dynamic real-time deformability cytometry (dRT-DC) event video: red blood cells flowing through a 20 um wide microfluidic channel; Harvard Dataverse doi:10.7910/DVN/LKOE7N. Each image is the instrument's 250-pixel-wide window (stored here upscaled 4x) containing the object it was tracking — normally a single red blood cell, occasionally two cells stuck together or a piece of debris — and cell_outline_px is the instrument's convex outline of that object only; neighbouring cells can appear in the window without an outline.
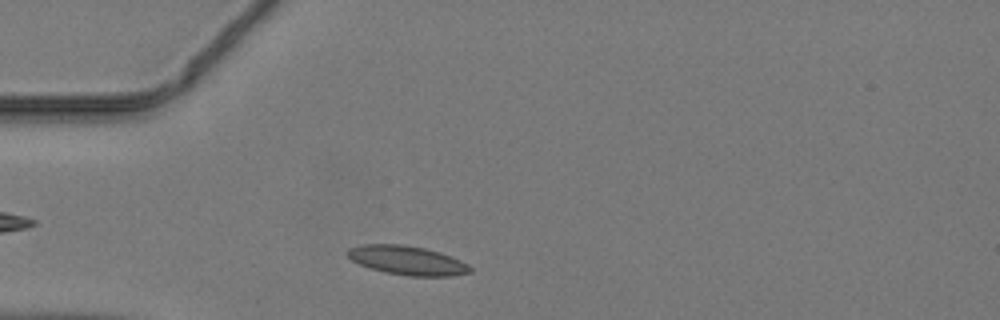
{"species": "common noctule bat (a hibernating species)", "species_latin": "Nyctalus noctula", "temperature_condition": "warm", "stored_images_in_passage": 36, "camera_frame_rate_fps": 3000, "um_per_image_px": 0.085, "animal": {"sex": "male", "body_mass_g": 19.2, "forearm_length_mm": 51.8}, "frame": {"image": 1, "passage_image": 3, "time_ms": 0.667, "image_size_px": [1000, 320], "cell_outline_px": [[472, 272], [452, 276], [408, 276], [384, 272], [360, 264], [352, 260], [344, 252], [348, 248], [364, 244], [404, 244], [424, 248], [440, 252], [460, 260], [468, 264], [472, 268]], "centroid_in_image_um": [34.62, 22.13], "position_along_channel_um": 50.4, "area_um2": 20.81}}
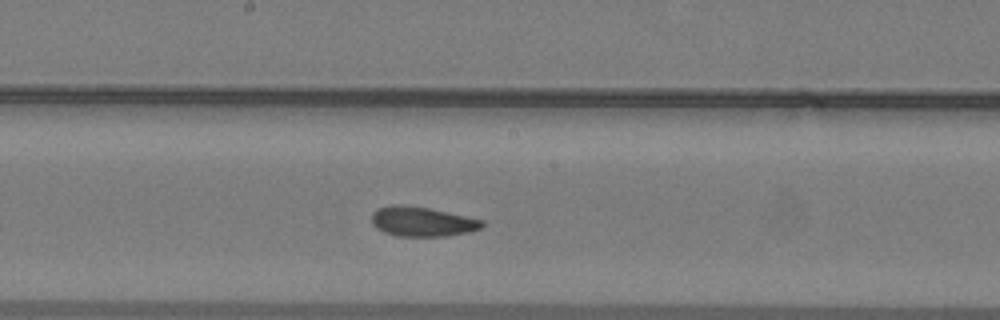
{"frame": {"image": 2, "passage_image": 15, "time_ms": 4.667, "image_size_px": [1000, 320], "cell_outline_px": [[484, 224], [480, 228], [468, 232], [448, 236], [400, 236], [384, 232], [376, 228], [372, 224], [372, 212], [376, 208], [388, 204], [400, 204], [428, 208], [484, 220]], "centroid_in_image_um": [35.84, 18.82], "position_along_channel_um": 212.4, "area_um2": 19.13}}
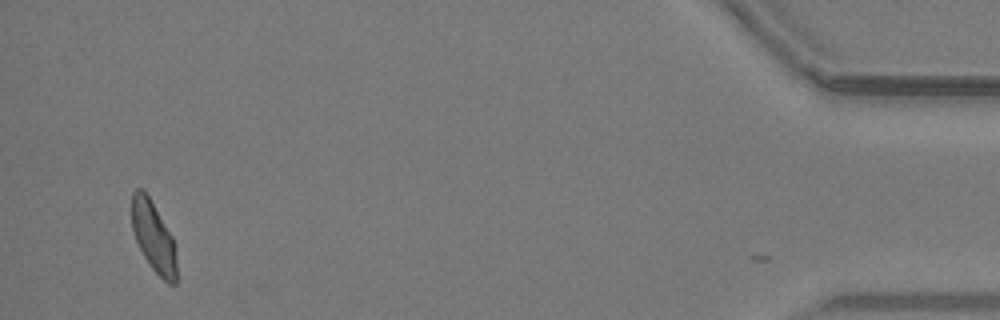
{"frame": {"image": 3, "passage_image": 35, "time_ms": 11.333, "image_size_px": [1000, 320], "cell_outline_px": [[176, 284], [168, 284], [152, 268], [144, 256], [136, 240], [132, 228], [132, 192], [136, 188], [144, 188], [172, 236], [176, 248]], "centroid_in_image_um": [13.05, 20.1], "position_along_channel_um": 422.1, "area_um2": 18.32}}